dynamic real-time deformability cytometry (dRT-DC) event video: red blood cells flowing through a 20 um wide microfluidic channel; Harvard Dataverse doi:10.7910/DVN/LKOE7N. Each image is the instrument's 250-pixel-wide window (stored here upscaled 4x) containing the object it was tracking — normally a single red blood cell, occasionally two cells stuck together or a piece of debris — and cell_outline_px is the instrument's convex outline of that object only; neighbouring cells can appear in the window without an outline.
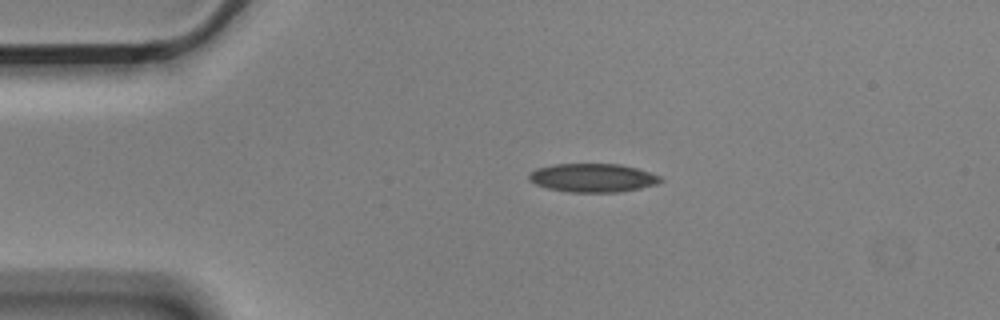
{"species": "Egyptian fruit bat (a non-hibernating species)", "species_latin": "Rousettus aegyptiacus", "temperature_condition": "cold", "stored_images_in_passage": 2, "camera_frame_rate_fps": 3000, "um_per_image_px": 0.085, "animal": {"sex": "male"}, "frame": {"image": 1, "passage_image": 1, "time_ms": 0.0, "image_size_px": [1000, 320], "cell_outline_px": [[664, 180], [656, 184], [640, 188], [620, 192], [568, 192], [548, 188], [536, 184], [528, 180], [528, 172], [536, 168], [552, 164], [620, 164], [636, 168], [660, 176]], "centroid_in_image_um": [50.34, 15.11], "position_along_channel_um": 34.7, "area_um2": 21.96}}